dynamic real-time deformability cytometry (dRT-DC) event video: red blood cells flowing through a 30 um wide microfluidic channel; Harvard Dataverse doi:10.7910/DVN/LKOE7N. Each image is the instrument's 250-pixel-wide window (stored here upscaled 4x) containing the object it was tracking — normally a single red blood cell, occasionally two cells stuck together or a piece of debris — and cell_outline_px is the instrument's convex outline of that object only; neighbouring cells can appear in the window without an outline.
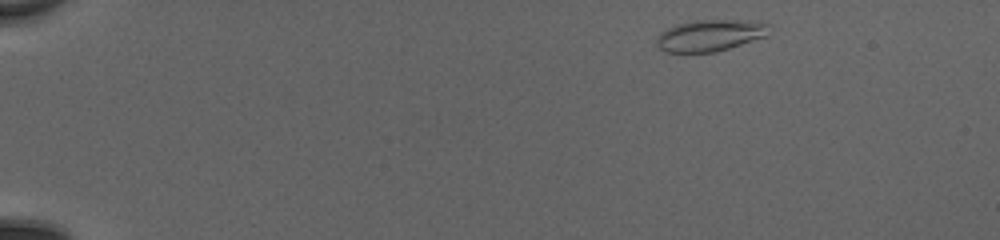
{"species": "common noctule bat (a hibernating species)", "species_latin": "Nyctalus noctula", "temperature_condition": "cold", "stored_images_in_passage": 45, "camera_frame_rate_fps": 3000, "um_per_image_px": 0.085, "animal": {"sex": "female", "body_mass_g": 20.0, "forearm_length_mm": 54.0}, "frame": {"image": 1, "passage_image": 2, "time_ms": 0.333, "image_size_px": [1000, 240], "cell_outline_px": [[772, 24], [764, 36], [716, 52], [664, 52], [656, 44], [656, 36], [660, 32], [676, 24], [692, 20], [748, 20]], "centroid_in_image_um": [60.3, 2.99], "position_along_channel_um": 24.7, "area_um2": 20.63}}
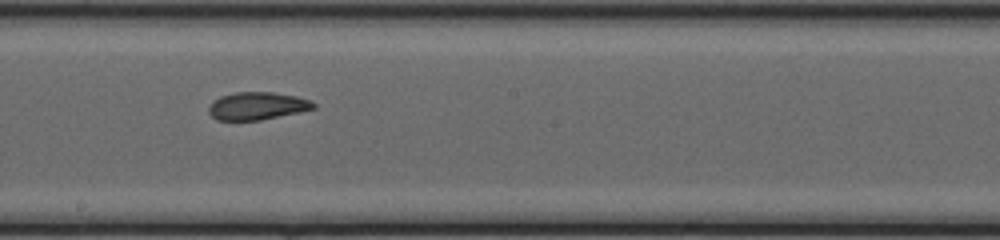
{"frame": {"image": 2, "passage_image": 25, "time_ms": 8.0, "image_size_px": [1000, 240], "cell_outline_px": [[316, 108], [260, 120], [216, 120], [208, 112], [208, 108], [220, 96], [236, 92], [272, 92], [296, 96], [312, 100], [316, 104]], "centroid_in_image_um": [21.88, 9.0], "position_along_channel_um": 226.3, "area_um2": 16.76}}
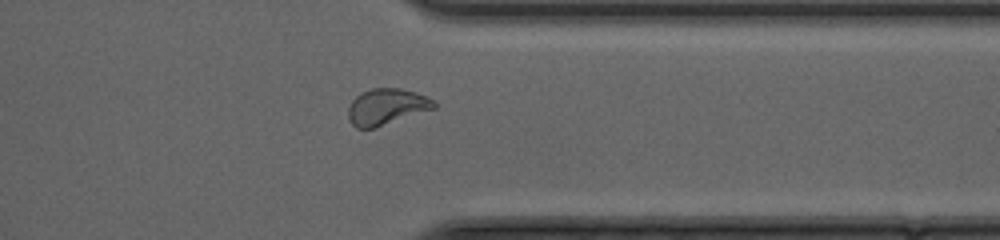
{"frame": {"image": 3, "passage_image": 36, "time_ms": 11.667, "image_size_px": [1000, 240], "cell_outline_px": [[436, 108], [376, 128], [356, 128], [348, 120], [348, 108], [352, 100], [360, 92], [372, 88], [400, 88], [416, 92], [428, 96], [436, 104]], "centroid_in_image_um": [32.85, 9.07], "position_along_channel_um": 378.6, "area_um2": 18.32}, "authors_computed_cell_mechanics": {"area_um2": 18.0336, "velocity_mm_per_s": 4.1711, "shape_relaxation_time_tau1_ms": 4.0815, "shape_relaxation_time_tau2_ms": 1.9007, "deformation_change_tau1": 0.148, "deformation_change_tau2": 0.0463}}